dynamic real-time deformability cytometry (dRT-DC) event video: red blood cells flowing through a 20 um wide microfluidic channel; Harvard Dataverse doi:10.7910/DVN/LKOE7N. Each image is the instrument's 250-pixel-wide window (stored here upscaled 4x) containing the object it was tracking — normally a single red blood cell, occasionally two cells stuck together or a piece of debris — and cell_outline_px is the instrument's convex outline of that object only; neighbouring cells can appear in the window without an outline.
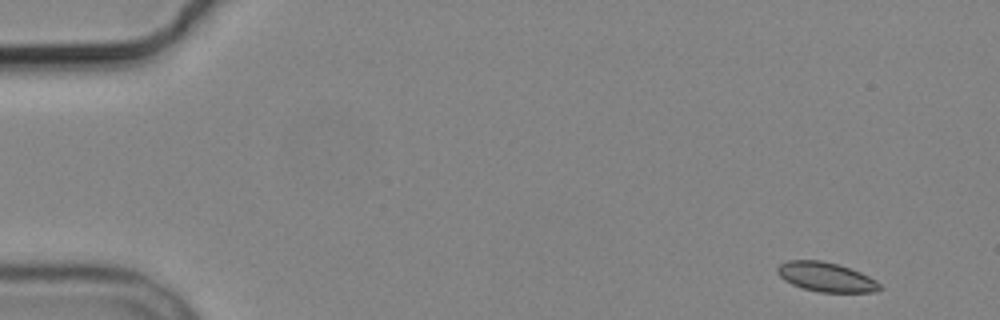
{"species": "common noctule bat (a hibernating species)", "species_latin": "Nyctalus noctula", "temperature_condition": "cold", "stored_images_in_passage": 6, "camera_frame_rate_fps": 3000, "um_per_image_px": 0.085, "animal": {"sex": "male", "body_mass_g": 19.2, "forearm_length_mm": 51.8}, "frame": {"image": 1, "passage_image": 1, "time_ms": 0.0, "image_size_px": [1000, 320], "cell_outline_px": [[884, 288], [876, 292], [820, 292], [804, 288], [792, 284], [784, 280], [776, 272], [776, 268], [780, 264], [788, 260], [820, 260], [840, 264], [860, 272], [876, 280]], "centroid_in_image_um": [70.23, 23.54], "position_along_channel_um": 14.8, "area_um2": 17.63}}
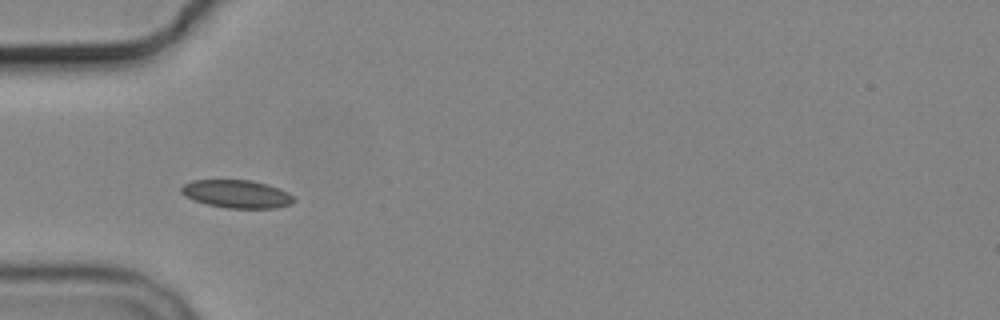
{"frame": {"image": 2, "passage_image": 5, "time_ms": 4.667, "image_size_px": [1000, 320], "cell_outline_px": [[296, 200], [292, 204], [276, 208], [228, 208], [208, 204], [184, 196], [180, 192], [180, 188], [184, 184], [192, 180], [252, 180], [268, 184], [288, 192]], "centroid_in_image_um": [20.14, 16.48], "position_along_channel_um": 64.9, "area_um2": 18.38}}
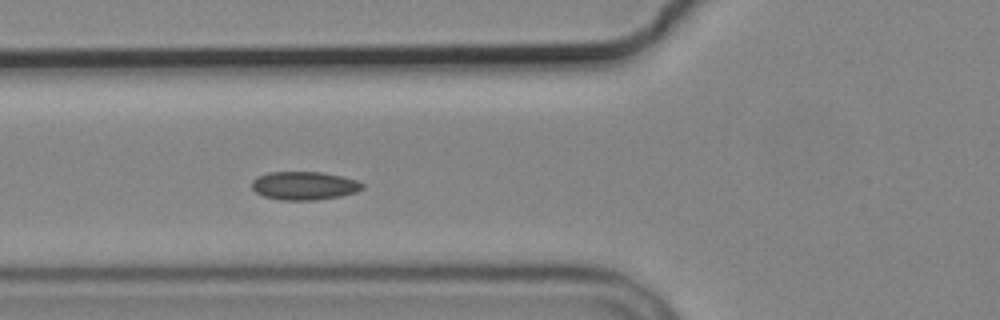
{"frame": {"image": 3, "passage_image": 6, "time_ms": 5.667, "image_size_px": [1000, 320], "cell_outline_px": [[364, 188], [356, 192], [340, 196], [312, 200], [280, 200], [264, 196], [256, 192], [252, 188], [252, 180], [268, 172], [320, 172], [340, 176], [356, 180], [364, 184]], "centroid_in_image_um": [25.86, 15.78], "position_along_channel_um": 99.9, "area_um2": 18.09}}